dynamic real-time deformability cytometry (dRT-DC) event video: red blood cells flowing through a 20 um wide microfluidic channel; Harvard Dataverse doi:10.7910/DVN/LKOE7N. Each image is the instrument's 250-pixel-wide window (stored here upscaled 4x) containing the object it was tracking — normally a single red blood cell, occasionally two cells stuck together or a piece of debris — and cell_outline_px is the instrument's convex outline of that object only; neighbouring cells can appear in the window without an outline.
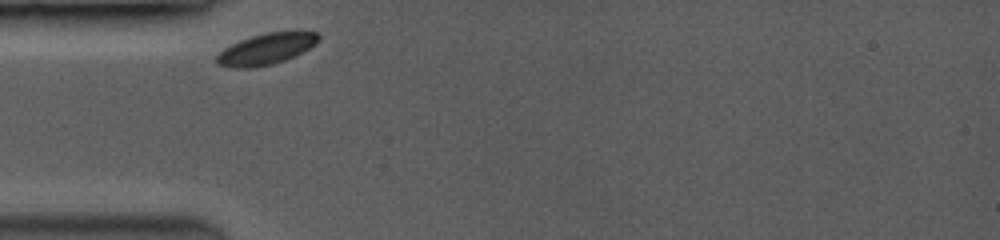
{"species": "common noctule bat (a hibernating species)", "species_latin": "Nyctalus noctula", "temperature_condition": "room temperature", "stored_images_in_passage": 34, "camera_frame_rate_fps": 3500, "um_per_image_px": 0.085, "animal": {"sex": "female", "body_mass_g": 19.0, "forearm_length_mm": 53.3}, "frame": {"image": 1, "passage_image": 1, "time_ms": 0.0, "image_size_px": [1000, 240], "cell_outline_px": [[320, 40], [316, 44], [284, 60], [272, 64], [252, 68], [232, 68], [216, 64], [216, 56], [224, 48], [240, 40], [252, 36], [268, 32], [296, 28], [316, 32], [320, 36]], "centroid_in_image_um": [22.67, 4.11], "position_along_channel_um": 62.3, "area_um2": 18.9}}
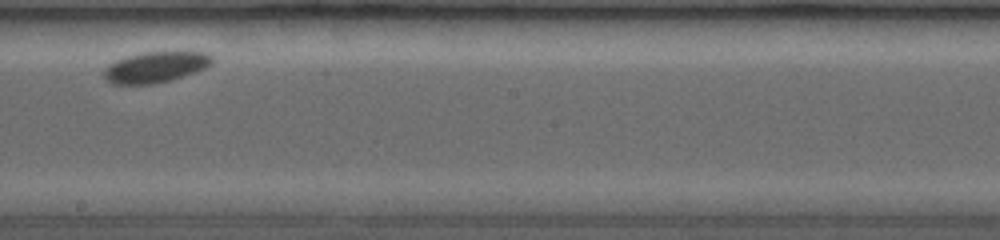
{"frame": {"image": 2, "passage_image": 16, "time_ms": 4.857, "image_size_px": [1000, 240], "cell_outline_px": [[216, 60], [212, 64], [196, 72], [172, 80], [152, 84], [112, 84], [104, 80], [100, 72], [108, 64], [116, 60], [128, 56], [144, 52], [208, 52]], "centroid_in_image_um": [13.19, 5.71], "position_along_channel_um": 235.0, "area_um2": 19.83}}
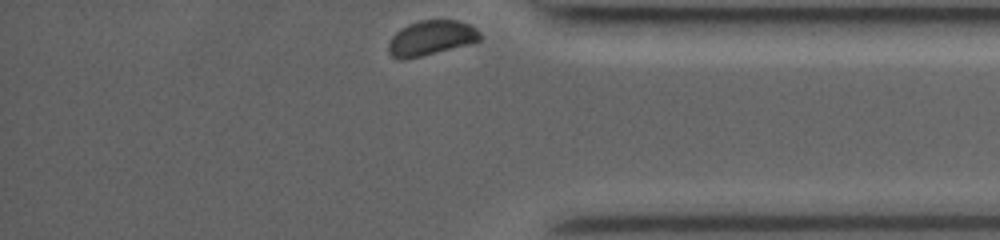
{"frame": {"image": 3, "passage_image": 34, "time_ms": 9.429, "image_size_px": [1000, 240], "cell_outline_px": [[484, 36], [480, 40], [420, 56], [400, 60], [392, 56], [388, 52], [388, 44], [392, 36], [396, 32], [408, 24], [420, 20], [456, 20], [472, 24]], "centroid_in_image_um": [36.64, 3.2], "position_along_channel_um": 398.6, "area_um2": 18.38}, "authors_computed_cell_mechanics": {"area_um2": 19.074, "velocity_mm_per_s": 3.6004, "shape_relaxation_time_tau1_ms": null, "shape_relaxation_time_tau2_ms": 1.8585, "deformation_change_tau1": null, "deformation_change_tau2": 0.0167}}